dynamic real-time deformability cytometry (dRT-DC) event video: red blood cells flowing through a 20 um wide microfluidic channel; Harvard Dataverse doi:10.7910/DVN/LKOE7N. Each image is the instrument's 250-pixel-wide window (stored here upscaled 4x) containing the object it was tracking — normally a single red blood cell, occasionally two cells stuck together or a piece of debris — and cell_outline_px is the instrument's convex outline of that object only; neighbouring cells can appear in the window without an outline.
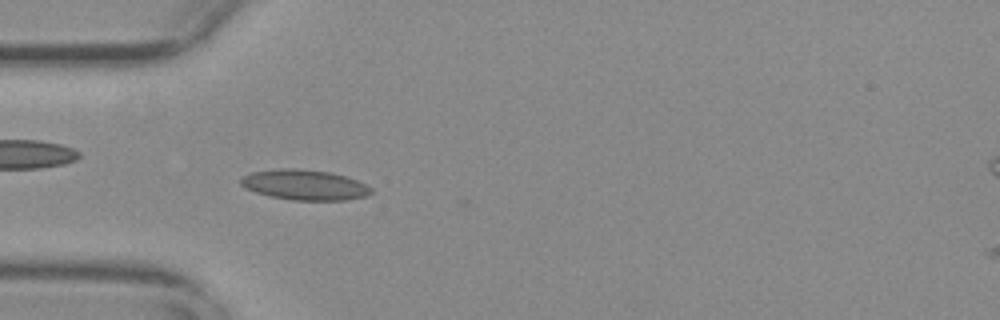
{"species": "common noctule bat (a hibernating species)", "species_latin": "Nyctalus noctula", "temperature_condition": "warm", "stored_images_in_passage": 52, "camera_frame_rate_fps": 3000, "um_per_image_px": 0.085, "animal": {"sex": "female", "body_mass_g": 29.2, "forearm_length_mm": 56.3}, "frame": {"image": 1, "passage_image": 15, "time_ms": 4.667, "image_size_px": [1000, 320], "cell_outline_px": [[372, 192], [368, 196], [348, 200], [292, 200], [272, 196], [256, 192], [240, 184], [240, 180], [244, 176], [252, 172], [280, 168], [296, 168], [332, 172], [356, 180], [372, 188]], "centroid_in_image_um": [25.93, 15.71], "position_along_channel_um": 59.1, "area_um2": 22.89}}
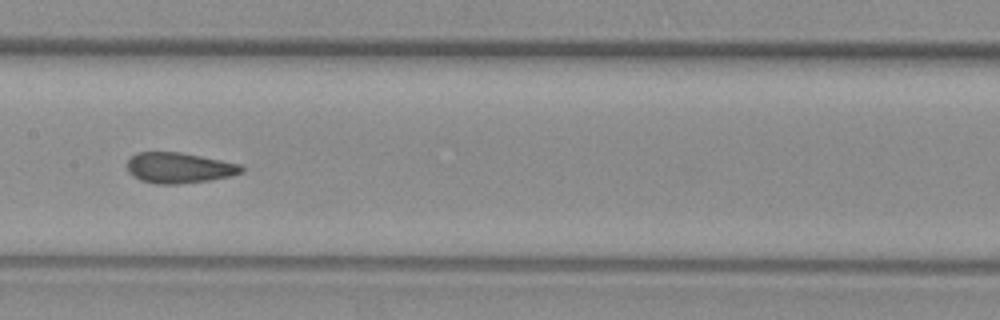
{"frame": {"image": 2, "passage_image": 26, "time_ms": 8.333, "image_size_px": [1000, 320], "cell_outline_px": [[244, 172], [232, 176], [208, 180], [180, 184], [156, 184], [140, 180], [132, 176], [128, 172], [128, 160], [136, 152], [180, 152], [240, 164], [244, 168]], "centroid_in_image_um": [15.22, 14.27], "position_along_channel_um": 192.2, "area_um2": 20.4}}
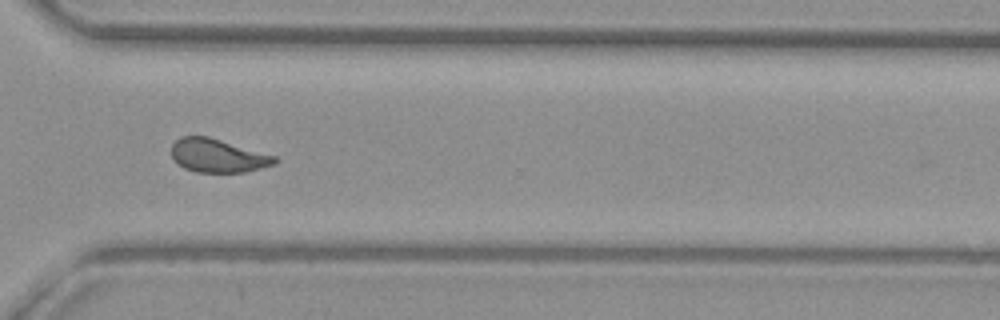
{"frame": {"image": 3, "passage_image": 39, "time_ms": 12.667, "image_size_px": [1000, 320], "cell_outline_px": [[280, 160], [276, 164], [244, 172], [196, 172], [184, 168], [172, 156], [172, 144], [180, 136], [208, 136], [276, 156]], "centroid_in_image_um": [18.54, 13.23], "position_along_channel_um": 352.1, "area_um2": 20.06}, "authors_computed_cell_mechanics": {"area_um2": 20.9236, "velocity_mm_per_s": 3.6937, "shape_relaxation_time_tau1_ms": 10.7006, "shape_relaxation_time_tau2_ms": 1.3808, "deformation_change_tau1": 0.2086, "deformation_change_tau2": 0.0648}}